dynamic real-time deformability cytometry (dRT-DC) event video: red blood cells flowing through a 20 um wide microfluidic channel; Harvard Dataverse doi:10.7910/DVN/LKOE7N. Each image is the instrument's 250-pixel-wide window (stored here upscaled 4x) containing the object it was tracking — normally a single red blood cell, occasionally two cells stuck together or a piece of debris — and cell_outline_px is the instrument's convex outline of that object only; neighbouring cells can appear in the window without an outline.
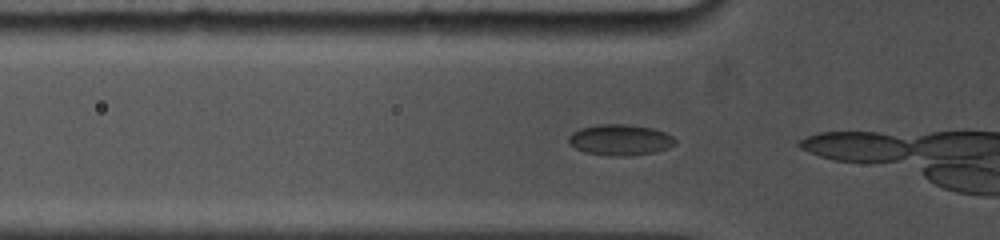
{"species": "common noctule bat (a hibernating species)", "species_latin": "Nyctalus noctula", "temperature_condition": "cold", "stored_images_in_passage": 6, "camera_frame_rate_fps": 5000, "um_per_image_px": 0.085, "animal": {"sex": "female", "body_mass_g": 19.0, "forearm_length_mm": 53.3}, "frame": {"image": 1, "passage_image": 4, "time_ms": 0.6, "image_size_px": [1000, 240], "cell_outline_px": [[676, 144], [668, 148], [656, 152], [624, 156], [616, 156], [584, 152], [576, 148], [568, 140], [568, 136], [572, 132], [580, 128], [596, 124], [628, 124], [652, 128], [664, 132], [672, 136], [676, 140]], "centroid_in_image_um": [52.72, 11.88], "position_along_channel_um": 73.1, "area_um2": 19.19}}